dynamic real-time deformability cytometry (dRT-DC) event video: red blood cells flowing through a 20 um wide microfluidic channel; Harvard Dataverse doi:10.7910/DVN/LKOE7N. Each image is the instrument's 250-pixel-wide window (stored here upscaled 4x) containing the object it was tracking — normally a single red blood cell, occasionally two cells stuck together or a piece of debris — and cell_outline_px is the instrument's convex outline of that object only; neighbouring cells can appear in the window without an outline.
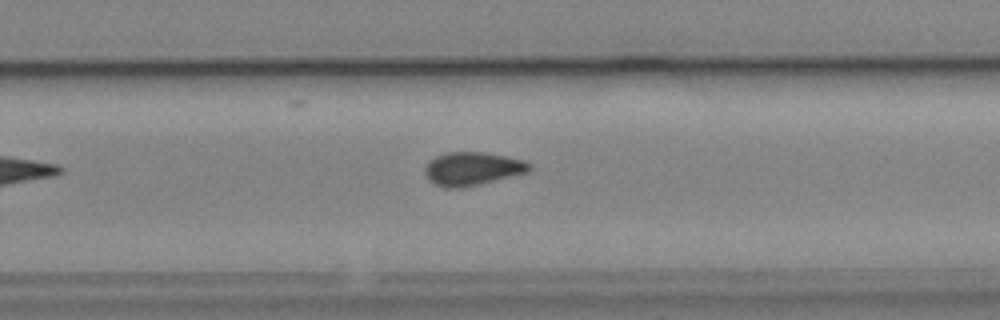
{"species": "common noctule bat (a hibernating species)", "species_latin": "Nyctalus noctula", "temperature_condition": "cold", "stored_images_in_passage": 8, "segment_of_instrument_passage": [1, 2], "camera_frame_rate_fps": 3000, "um_per_image_px": 0.085, "animal": {"sex": "male", "body_mass_g": 19.2, "forearm_length_mm": 51.8}, "frame": {"image": 1, "passage_image": 7, "time_ms": 7.0, "image_size_px": [1000, 320], "cell_outline_px": [[532, 168], [528, 172], [480, 184], [460, 188], [444, 188], [428, 180], [424, 172], [424, 168], [428, 160], [444, 152], [484, 152], [508, 156], [524, 160], [532, 164]], "centroid_in_image_um": [40.14, 14.33], "position_along_channel_um": 289.7, "area_um2": 20.58}}